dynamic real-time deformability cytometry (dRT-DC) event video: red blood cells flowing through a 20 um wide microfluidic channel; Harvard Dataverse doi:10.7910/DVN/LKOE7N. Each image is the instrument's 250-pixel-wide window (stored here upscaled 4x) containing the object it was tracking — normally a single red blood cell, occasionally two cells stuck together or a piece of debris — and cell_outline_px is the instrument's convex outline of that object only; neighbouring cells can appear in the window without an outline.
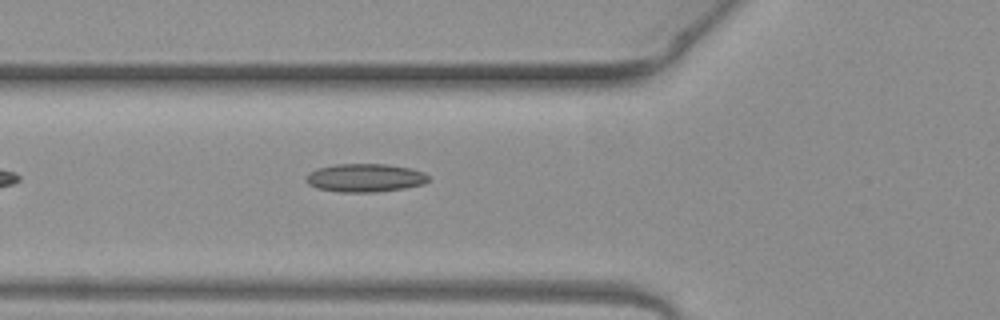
{"species": "common noctule bat (a hibernating species)", "species_latin": "Nyctalus noctula", "temperature_condition": "warm", "stored_images_in_passage": 4, "camera_frame_rate_fps": 3000, "um_per_image_px": 0.085, "animal": {"sex": "female", "body_mass_g": 19.3, "forearm_length_mm": 54.1}, "frame": {"image": 1, "passage_image": 4, "time_ms": 1.0, "image_size_px": [1000, 320], "cell_outline_px": [[428, 180], [424, 184], [404, 188], [376, 192], [340, 192], [316, 188], [308, 184], [304, 180], [312, 172], [320, 168], [336, 164], [388, 164], [408, 168], [424, 172], [428, 176]], "centroid_in_image_um": [31.04, 15.12], "position_along_channel_um": 94.8, "area_um2": 20.0}}